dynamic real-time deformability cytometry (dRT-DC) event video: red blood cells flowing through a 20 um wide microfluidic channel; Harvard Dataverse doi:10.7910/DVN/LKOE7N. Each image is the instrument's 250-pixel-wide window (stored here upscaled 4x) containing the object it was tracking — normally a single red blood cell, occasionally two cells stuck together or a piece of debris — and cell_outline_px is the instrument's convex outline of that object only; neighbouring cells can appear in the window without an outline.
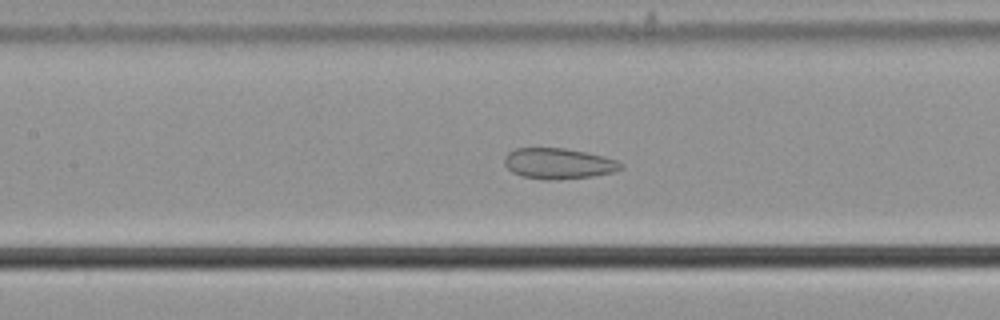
{"species": "common noctule bat (a hibernating species)", "species_latin": "Nyctalus noctula", "temperature_condition": "cold", "stored_images_in_passage": 42, "camera_frame_rate_fps": 3000, "um_per_image_px": 0.085, "animal": {"sex": "male", "body_mass_g": 21.5, "forearm_length_mm": 52.0}, "frame": {"image": 1, "passage_image": 22, "time_ms": 7.0, "image_size_px": [1000, 320], "cell_outline_px": [[624, 168], [612, 172], [592, 176], [552, 180], [544, 180], [520, 176], [512, 172], [504, 164], [504, 156], [508, 152], [516, 148], [564, 148], [588, 152], [604, 156], [616, 160], [624, 164]], "centroid_in_image_um": [47.46, 13.9], "position_along_channel_um": 159.9, "area_um2": 21.04}}
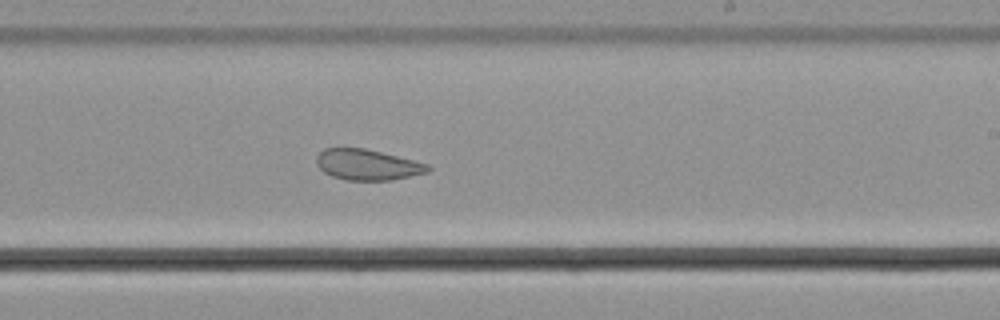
{"frame": {"image": 2, "passage_image": 30, "time_ms": 9.667, "image_size_px": [1000, 320], "cell_outline_px": [[432, 168], [428, 172], [392, 180], [348, 180], [332, 176], [324, 172], [316, 164], [316, 156], [324, 148], [364, 148], [428, 164]], "centroid_in_image_um": [31.21, 14.0], "position_along_channel_um": 257.8, "area_um2": 19.77}}
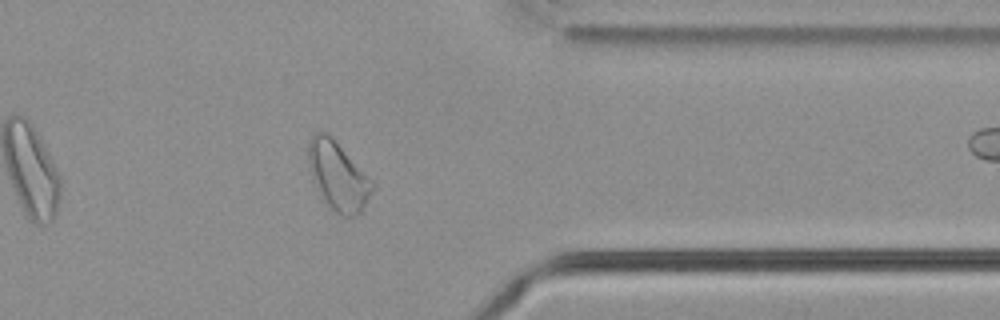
{"frame": {"image": 3, "passage_image": 41, "time_ms": 13.333, "image_size_px": [1000, 320], "cell_outline_px": [[376, 188], [360, 212], [356, 216], [340, 216], [324, 204], [312, 180], [308, 160], [308, 140], [316, 132], [328, 132], [376, 184]], "centroid_in_image_um": [28.73, 14.98], "position_along_channel_um": 382.7, "area_um2": 26.01}}